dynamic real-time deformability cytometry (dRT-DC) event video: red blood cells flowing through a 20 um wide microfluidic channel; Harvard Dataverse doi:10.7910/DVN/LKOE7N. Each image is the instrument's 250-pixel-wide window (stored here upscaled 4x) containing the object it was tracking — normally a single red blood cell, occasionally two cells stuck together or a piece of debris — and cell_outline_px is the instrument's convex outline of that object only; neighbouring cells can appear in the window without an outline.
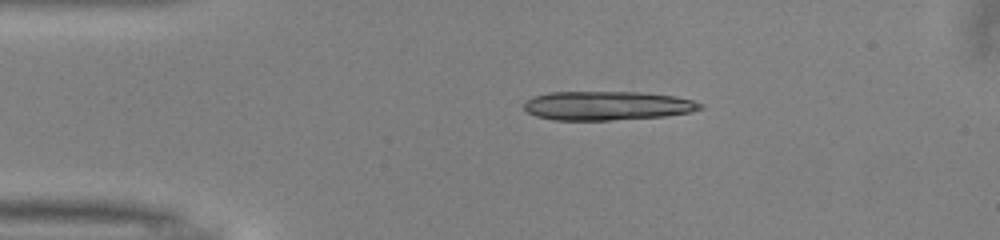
{"species": "common noctule bat (a hibernating species)", "species_latin": "Nyctalus noctula", "temperature_condition": "warm", "stored_images_in_passage": 35, "camera_frame_rate_fps": 3000, "um_per_image_px": 0.085, "animal": {"sex": "male", "body_mass_g": 13.0, "forearm_length_mm": 53.1}, "frame": {"image": 1, "passage_image": 1, "time_ms": 0.0, "image_size_px": [1000, 240], "cell_outline_px": [[704, 108], [692, 112], [664, 116], [608, 120], [552, 120], [536, 116], [528, 112], [524, 108], [524, 100], [532, 96], [548, 92], [640, 92], [676, 96], [692, 100], [704, 104]], "centroid_in_image_um": [51.6, 8.98], "position_along_channel_um": 33.4, "area_um2": 30.0}, "authors_computed_cell_mechanics": {"area_um2": 16.8198, "velocity_mm_per_s": 4.0206, "shape_relaxation_time_tau1_ms": 7.9213, "shape_relaxation_time_tau2_ms": 3.8456, "deformation_change_tau1": 0.2493, "deformation_change_tau2": 0.1563}}